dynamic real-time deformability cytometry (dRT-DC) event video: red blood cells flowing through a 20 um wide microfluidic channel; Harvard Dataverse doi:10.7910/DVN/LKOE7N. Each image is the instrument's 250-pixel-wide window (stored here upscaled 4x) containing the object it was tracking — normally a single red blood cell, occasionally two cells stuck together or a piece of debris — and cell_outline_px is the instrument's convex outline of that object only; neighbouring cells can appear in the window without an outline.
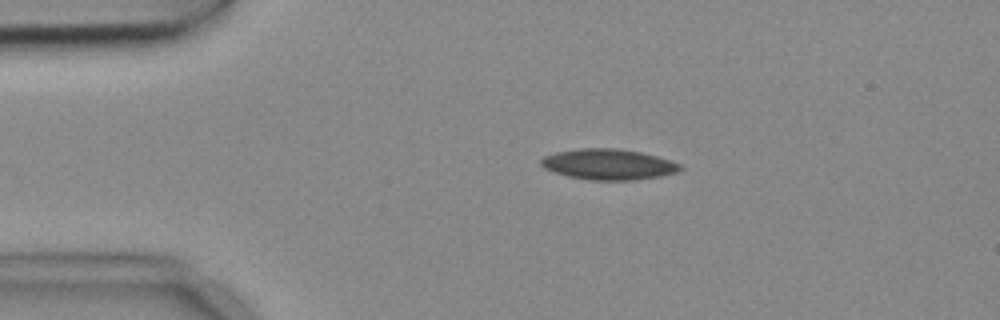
{"species": "common noctule bat (a hibernating species)", "species_latin": "Nyctalus noctula", "temperature_condition": "cold", "stored_images_in_passage": 3, "camera_frame_rate_fps": 3000, "um_per_image_px": 0.085, "animal": {"sex": "female", "body_mass_g": 18.4}, "frame": {"image": 1, "passage_image": 2, "time_ms": 0.333, "image_size_px": [1000, 320], "cell_outline_px": [[684, 168], [676, 172], [660, 176], [636, 180], [592, 180], [568, 176], [544, 168], [540, 164], [540, 160], [544, 156], [556, 152], [576, 148], [616, 148], [640, 152], [656, 156], [680, 164]], "centroid_in_image_um": [51.7, 13.96], "position_along_channel_um": 33.3, "area_um2": 24.8}}